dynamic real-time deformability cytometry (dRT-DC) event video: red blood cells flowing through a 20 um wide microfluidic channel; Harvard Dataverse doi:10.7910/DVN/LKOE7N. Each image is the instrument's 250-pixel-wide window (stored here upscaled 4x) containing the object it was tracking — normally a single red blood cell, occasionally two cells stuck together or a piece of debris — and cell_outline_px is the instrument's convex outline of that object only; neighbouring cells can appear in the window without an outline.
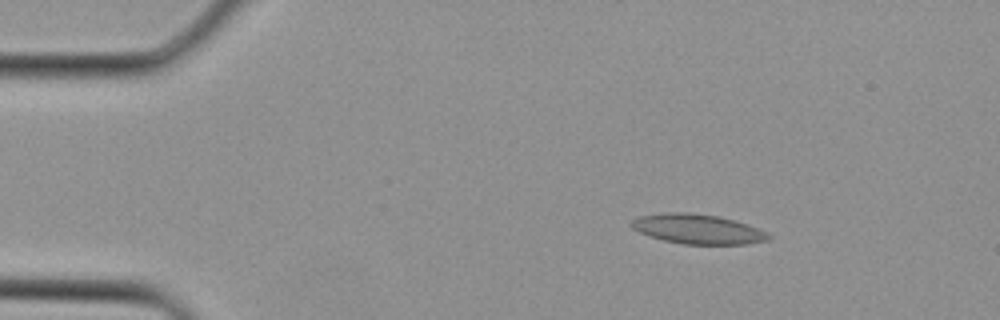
{"species": "Egyptian fruit bat (a non-hibernating species)", "species_latin": "Rousettus aegyptiacus", "temperature_condition": "cold", "stored_images_in_passage": 2, "camera_frame_rate_fps": 3000, "um_per_image_px": 0.085, "animal": {"sex": "female"}, "frame": {"image": 1, "passage_image": 1, "time_ms": 0.0, "image_size_px": [1000, 320], "cell_outline_px": [[772, 236], [768, 240], [744, 244], [684, 244], [664, 240], [640, 232], [632, 228], [628, 224], [632, 220], [640, 216], [668, 212], [688, 212], [720, 216], [748, 224], [760, 228], [768, 232]], "centroid_in_image_um": [59.34, 19.46], "position_along_channel_um": 25.7, "area_um2": 23.76}}